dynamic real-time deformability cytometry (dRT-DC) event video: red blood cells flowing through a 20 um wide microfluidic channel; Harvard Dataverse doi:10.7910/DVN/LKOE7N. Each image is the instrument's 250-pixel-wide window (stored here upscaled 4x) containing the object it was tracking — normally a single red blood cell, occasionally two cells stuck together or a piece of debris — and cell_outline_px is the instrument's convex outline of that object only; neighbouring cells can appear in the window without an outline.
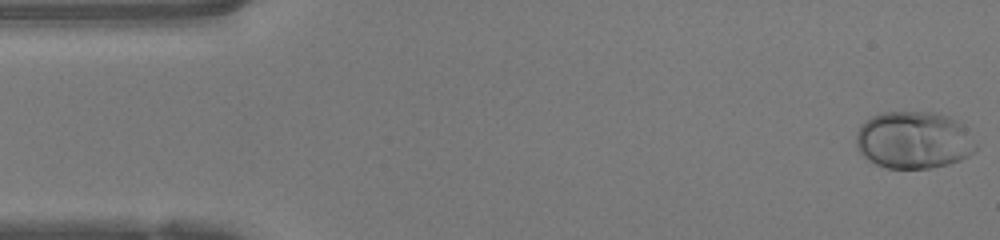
{"species": "human", "species_latin": "Homo sapiens", "temperature_condition": "warm", "stored_images_in_passage": 44, "camera_frame_rate_fps": 3000, "um_per_image_px": 0.085, "donor": {"sex": "female"}, "frame": {"image": 1, "passage_image": 1, "time_ms": 0.0, "image_size_px": [1000, 240], "cell_outline_px": [[976, 148], [972, 152], [960, 160], [948, 164], [928, 168], [888, 168], [876, 164], [868, 160], [856, 148], [856, 132], [860, 124], [864, 120], [880, 112], [936, 112], [948, 116], [960, 124], [964, 128], [976, 144]], "centroid_in_image_um": [77.6, 11.9], "position_along_channel_um": 7.4, "area_um2": 39.88}}
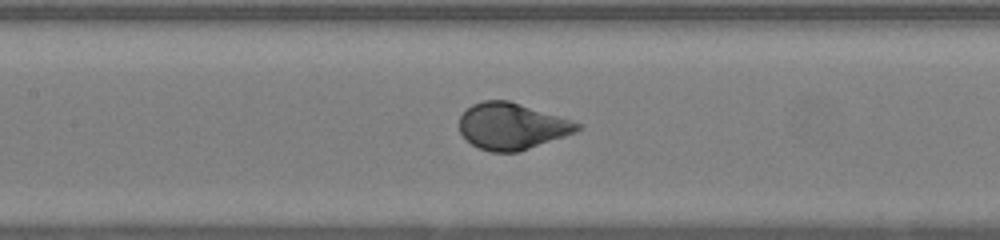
{"frame": {"image": 2, "passage_image": 21, "time_ms": 6.667, "image_size_px": [1000, 240], "cell_outline_px": [[584, 128], [576, 132], [516, 152], [492, 152], [480, 148], [472, 144], [460, 132], [460, 116], [472, 104], [484, 100], [508, 100], [584, 124]], "centroid_in_image_um": [43.53, 10.72], "position_along_channel_um": 163.9, "area_um2": 31.62}}
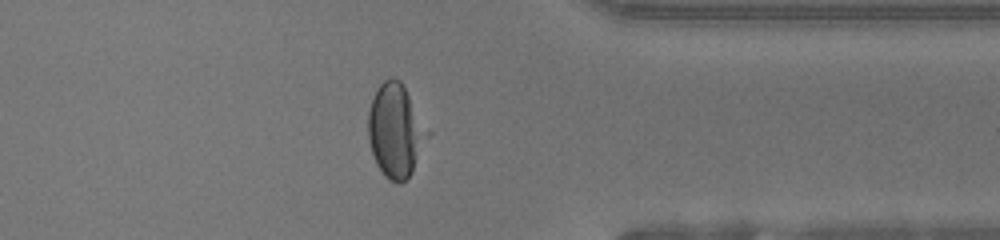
{"frame": {"image": 3, "passage_image": 37, "time_ms": 12.0, "image_size_px": [1000, 240], "cell_outline_px": [[420, 136], [412, 168], [408, 176], [400, 184], [388, 180], [384, 176], [376, 164], [368, 140], [368, 112], [376, 88], [384, 80], [392, 76], [400, 80], [408, 96]], "centroid_in_image_um": [33.38, 11.1], "position_along_channel_um": 378.0, "area_um2": 28.9}, "authors_computed_cell_mechanics": {"area_um2": 33.1483, "velocity_mm_per_s": 4.2174, "shape_relaxation_time_tau1_ms": 2.2272, "shape_relaxation_time_tau2_ms": null, "deformation_change_tau1": 0.1805, "deformation_change_tau2": null}}